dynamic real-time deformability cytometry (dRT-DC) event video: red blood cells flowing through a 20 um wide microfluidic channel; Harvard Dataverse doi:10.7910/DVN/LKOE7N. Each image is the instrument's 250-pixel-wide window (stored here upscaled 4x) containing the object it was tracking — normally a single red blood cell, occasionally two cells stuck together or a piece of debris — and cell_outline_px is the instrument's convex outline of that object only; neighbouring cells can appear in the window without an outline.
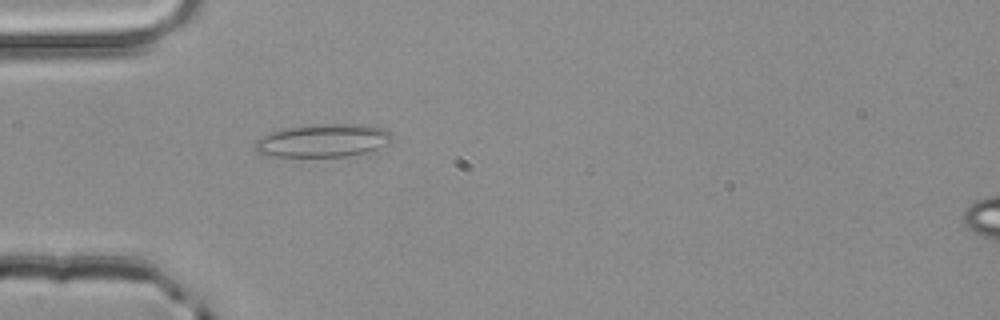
{"species": "common noctule bat (a hibernating species)", "species_latin": "Nyctalus noctula", "temperature_condition": "room temperature", "stored_images_in_passage": 1, "camera_frame_rate_fps": 3000, "um_per_image_px": 0.085, "animal": {"sex": "male", "body_mass_g": 20.4}, "frame": {"image": 1, "passage_image": 1, "time_ms": 0.0, "image_size_px": [1000, 320], "cell_outline_px": [[392, 136], [388, 144], [364, 152], [344, 156], [276, 156], [256, 152], [256, 140], [272, 132], [284, 128], [312, 124], [364, 124], [380, 128], [388, 132]], "centroid_in_image_um": [27.45, 11.93], "position_along_channel_um": 57.6, "area_um2": 25.84}}